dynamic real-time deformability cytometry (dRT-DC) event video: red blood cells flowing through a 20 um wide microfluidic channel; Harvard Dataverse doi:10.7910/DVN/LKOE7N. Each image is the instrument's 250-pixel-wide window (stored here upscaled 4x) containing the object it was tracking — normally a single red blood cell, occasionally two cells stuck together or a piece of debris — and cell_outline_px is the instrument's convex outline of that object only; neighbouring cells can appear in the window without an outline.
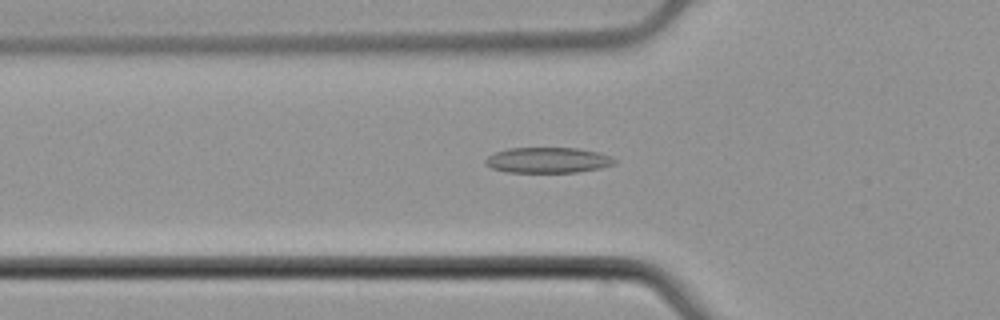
{"species": "common noctule bat (a hibernating species)", "species_latin": "Nyctalus noctula", "temperature_condition": "cold", "stored_images_in_passage": 52, "camera_frame_rate_fps": 3000, "um_per_image_px": 0.085, "animal": {"sex": "male", "body_mass_g": 21.5, "forearm_length_mm": 52.0}, "frame": {"image": 1, "passage_image": 18, "time_ms": 5.667, "image_size_px": [1000, 320], "cell_outline_px": [[616, 164], [600, 168], [576, 172], [508, 172], [492, 168], [484, 164], [484, 160], [488, 156], [496, 152], [508, 148], [580, 148], [600, 152], [616, 160]], "centroid_in_image_um": [46.57, 13.61], "position_along_channel_um": 79.2, "area_um2": 19.25}}
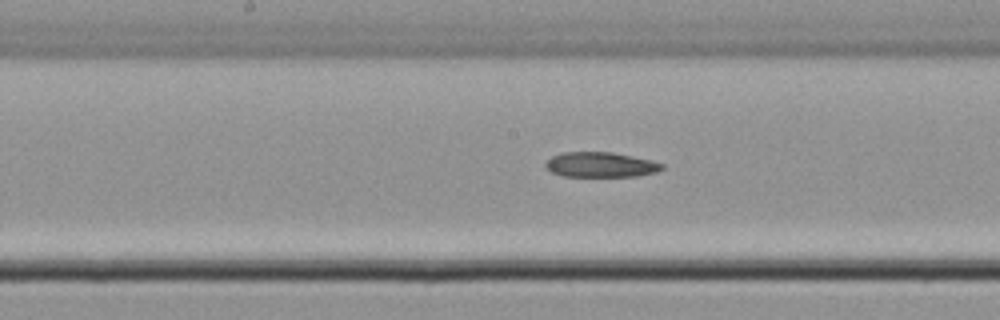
{"frame": {"image": 2, "passage_image": 27, "time_ms": 8.667, "image_size_px": [1000, 320], "cell_outline_px": [[664, 168], [656, 172], [636, 176], [564, 176], [552, 172], [544, 168], [544, 164], [552, 156], [560, 152], [612, 152], [652, 160], [664, 164]], "centroid_in_image_um": [51.04, 13.99], "position_along_channel_um": 197.2, "area_um2": 17.05}}
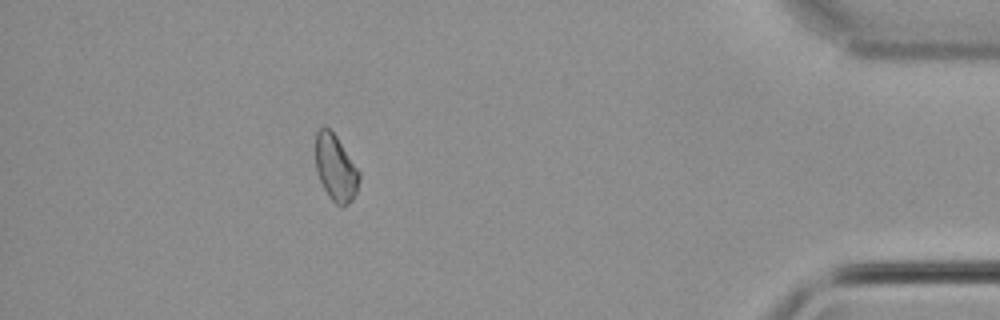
{"frame": {"image": 3, "passage_image": 47, "time_ms": 15.333, "image_size_px": [1000, 320], "cell_outline_px": [[360, 180], [356, 192], [352, 200], [344, 208], [340, 208], [328, 196], [316, 172], [316, 132], [320, 128], [328, 128], [336, 136], [360, 172]], "centroid_in_image_um": [28.54, 14.33], "position_along_channel_um": 406.7, "area_um2": 16.82}, "authors_computed_cell_mechanics": {"area_um2": 17.9758, "velocity_mm_per_s": 3.9225, "shape_relaxation_time_tau1_ms": null, "shape_relaxation_time_tau2_ms": 7.4724, "deformation_change_tau1": null, "deformation_change_tau2": 0.1273}}